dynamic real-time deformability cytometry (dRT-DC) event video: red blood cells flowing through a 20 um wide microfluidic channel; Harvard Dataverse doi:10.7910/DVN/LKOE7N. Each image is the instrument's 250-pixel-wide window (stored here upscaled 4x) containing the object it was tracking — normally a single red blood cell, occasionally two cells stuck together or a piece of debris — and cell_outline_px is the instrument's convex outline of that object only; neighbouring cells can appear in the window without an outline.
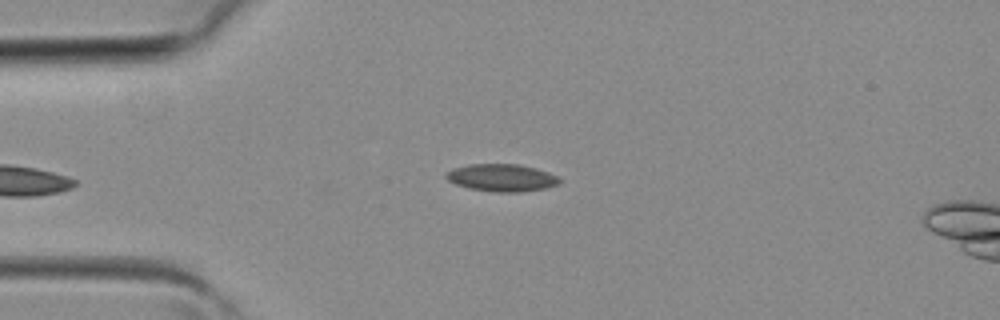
{"species": "common noctule bat (a hibernating species)", "species_latin": "Nyctalus noctula", "temperature_condition": "room temperature", "stored_images_in_passage": 4, "camera_frame_rate_fps": 3000, "um_per_image_px": 0.085, "animal": {"sex": "female", "body_mass_g": 19.3, "forearm_length_mm": 54.1}, "frame": {"image": 1, "passage_image": 1, "time_ms": 0.0, "image_size_px": [1000, 320], "cell_outline_px": [[560, 184], [544, 188], [520, 192], [496, 192], [468, 188], [456, 184], [448, 180], [444, 176], [444, 172], [452, 168], [468, 164], [520, 164], [536, 168], [548, 172], [556, 176], [560, 180]], "centroid_in_image_um": [42.6, 15.1], "position_along_channel_um": 42.4, "area_um2": 18.21}}